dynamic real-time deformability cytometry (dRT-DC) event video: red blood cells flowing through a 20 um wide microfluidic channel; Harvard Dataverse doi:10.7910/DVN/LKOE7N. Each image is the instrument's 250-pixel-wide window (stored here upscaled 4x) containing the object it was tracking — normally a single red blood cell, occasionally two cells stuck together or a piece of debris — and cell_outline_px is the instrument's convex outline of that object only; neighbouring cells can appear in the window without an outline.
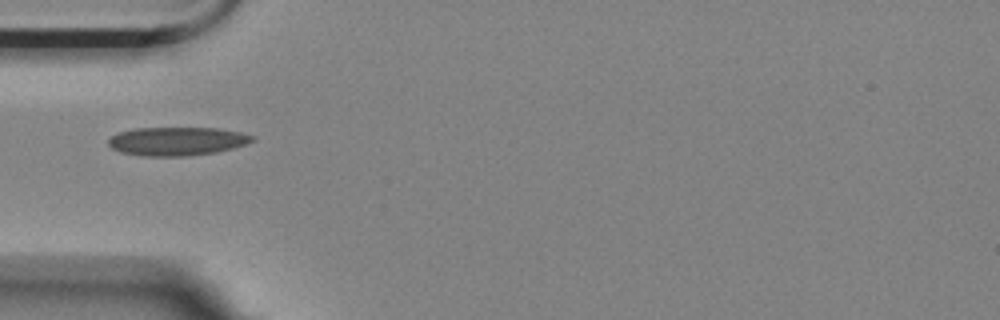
{"species": "Egyptian fruit bat (a non-hibernating species)", "species_latin": "Rousettus aegyptiacus", "temperature_condition": "room temperature", "stored_images_in_passage": 25, "camera_frame_rate_fps": 3000, "um_per_image_px": 0.085, "animal": {"sex": "female"}, "frame": {"image": 1, "passage_image": 1, "time_ms": 0.0, "image_size_px": [1000, 320], "cell_outline_px": [[256, 140], [232, 148], [216, 152], [188, 156], [140, 156], [120, 152], [112, 148], [108, 144], [108, 140], [112, 136], [120, 132], [136, 128], [216, 128], [240, 132], [256, 136]], "centroid_in_image_um": [15.05, 12.01], "position_along_channel_um": 70.0, "area_um2": 23.93}}
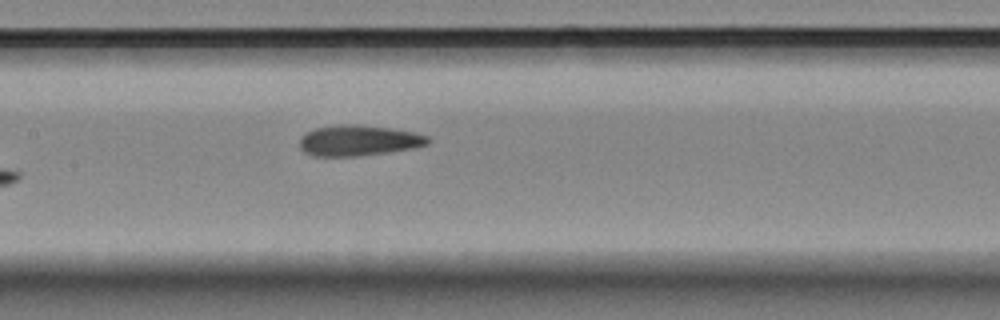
{"frame": {"image": 2, "passage_image": 10, "time_ms": 3.0, "image_size_px": [1000, 320], "cell_outline_px": [[432, 140], [428, 144], [416, 148], [356, 156], [312, 156], [304, 152], [300, 148], [300, 136], [316, 128], [344, 124], [356, 124], [388, 128], [412, 132], [428, 136]], "centroid_in_image_um": [30.48, 11.95], "position_along_channel_um": 176.9, "area_um2": 22.83}}
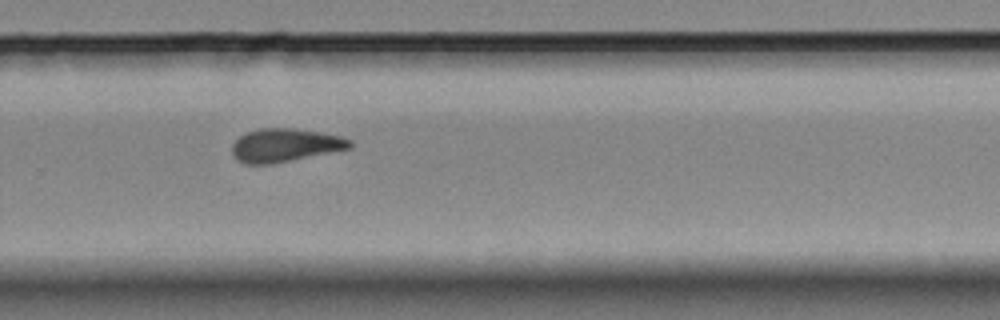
{"frame": {"image": 3, "passage_image": 21, "time_ms": 6.667, "image_size_px": [1000, 320], "cell_outline_px": [[352, 148], [272, 164], [244, 164], [236, 160], [232, 156], [232, 144], [240, 136], [248, 132], [260, 128], [292, 128], [340, 136], [352, 140]], "centroid_in_image_um": [24.2, 12.36], "position_along_channel_um": 305.6, "area_um2": 22.83}}